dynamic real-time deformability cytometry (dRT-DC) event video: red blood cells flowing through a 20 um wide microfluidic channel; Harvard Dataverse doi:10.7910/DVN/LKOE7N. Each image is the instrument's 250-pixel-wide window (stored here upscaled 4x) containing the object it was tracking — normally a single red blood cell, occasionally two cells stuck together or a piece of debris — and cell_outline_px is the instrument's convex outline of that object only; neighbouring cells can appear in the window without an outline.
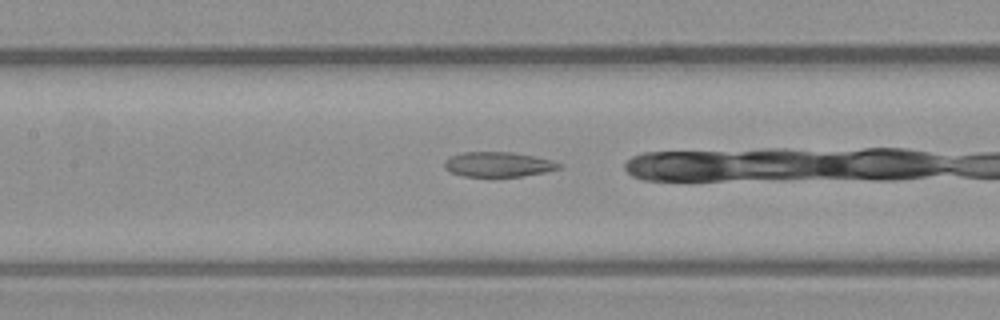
{"species": "common noctule bat (a hibernating species)", "species_latin": "Nyctalus noctula", "temperature_condition": "warm", "stored_images_in_passage": 33, "camera_frame_rate_fps": 3000, "um_per_image_px": 0.085, "animal": {"sex": "male", "body_mass_g": 23.1, "forearm_length_mm": 52.7}, "frame": {"image": 1, "passage_image": 17, "time_ms": 5.333, "image_size_px": [1000, 320], "cell_outline_px": [[564, 164], [560, 168], [544, 172], [520, 176], [464, 176], [448, 172], [444, 168], [444, 160], [452, 156], [464, 152], [512, 152], [552, 160]], "centroid_in_image_um": [42.33, 13.97], "position_along_channel_um": 165.1, "area_um2": 16.53}}
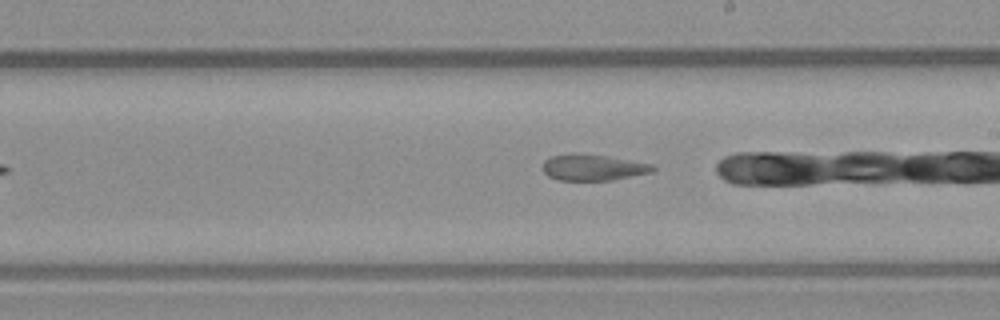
{"frame": {"image": 2, "passage_image": 23, "time_ms": 7.333, "image_size_px": [1000, 320], "cell_outline_px": [[656, 168], [652, 172], [612, 180], [560, 180], [548, 176], [544, 172], [544, 160], [552, 156], [572, 152], [576, 152], [608, 156], [652, 164]], "centroid_in_image_um": [50.4, 14.22], "position_along_channel_um": 238.6, "area_um2": 16.82}}
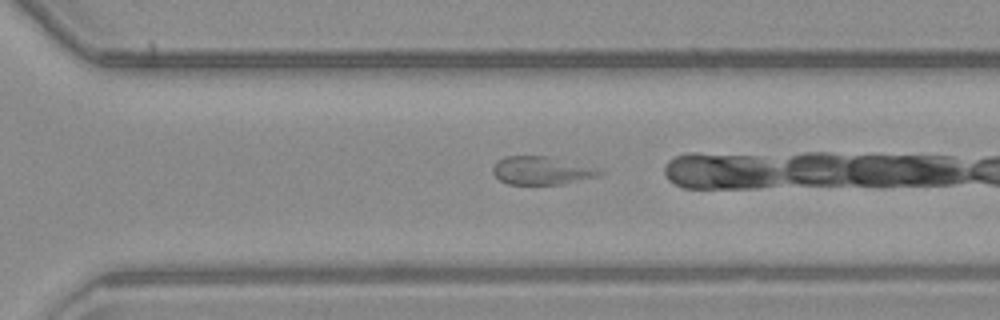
{"frame": {"image": 3, "passage_image": 30, "time_ms": 9.667, "image_size_px": [1000, 320], "cell_outline_px": [[604, 172], [596, 176], [564, 184], [508, 184], [500, 180], [492, 172], [492, 168], [496, 160], [504, 156], [548, 156]], "centroid_in_image_um": [45.89, 14.5], "position_along_channel_um": 324.7, "area_um2": 16.99}}